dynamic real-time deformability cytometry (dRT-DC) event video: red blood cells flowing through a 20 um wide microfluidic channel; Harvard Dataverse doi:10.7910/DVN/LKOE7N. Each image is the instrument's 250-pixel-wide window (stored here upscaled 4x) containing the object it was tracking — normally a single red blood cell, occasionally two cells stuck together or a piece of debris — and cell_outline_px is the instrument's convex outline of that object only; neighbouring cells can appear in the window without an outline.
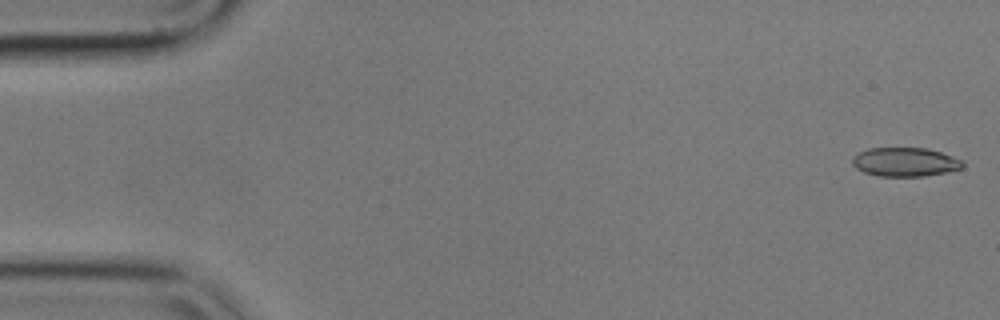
{"species": "common noctule bat (a hibernating species)", "species_latin": "Nyctalus noctula", "temperature_condition": "cold", "stored_images_in_passage": 8, "camera_frame_rate_fps": 3000, "um_per_image_px": 0.085, "animal": {"sex": "male", "body_mass_g": 17.9}, "frame": {"image": 1, "passage_image": 1, "time_ms": 0.0, "image_size_px": [1000, 320], "cell_outline_px": [[964, 164], [960, 168], [944, 172], [924, 176], [880, 176], [864, 172], [856, 168], [852, 164], [852, 160], [860, 152], [868, 148], [924, 148], [940, 152], [964, 160]], "centroid_in_image_um": [76.93, 13.77], "position_along_channel_um": 8.1, "area_um2": 18.32}}